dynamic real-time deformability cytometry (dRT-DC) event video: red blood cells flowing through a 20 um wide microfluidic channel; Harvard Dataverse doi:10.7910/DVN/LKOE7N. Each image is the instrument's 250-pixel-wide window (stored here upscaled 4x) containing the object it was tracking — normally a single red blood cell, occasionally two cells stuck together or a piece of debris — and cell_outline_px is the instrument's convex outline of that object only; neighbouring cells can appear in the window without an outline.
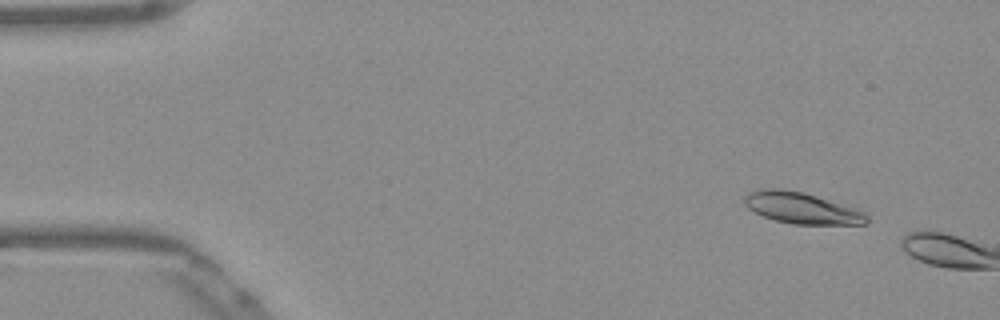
{"species": "Egyptian fruit bat (a non-hibernating species)", "species_latin": "Rousettus aegyptiacus", "temperature_condition": "warm", "stored_images_in_passage": 3, "camera_frame_rate_fps": 3000, "um_per_image_px": 0.085, "frame": {"image": 1, "passage_image": 1, "time_ms": 0.0, "image_size_px": [1000, 320], "cell_outline_px": [[868, 224], [792, 224], [776, 220], [764, 216], [748, 208], [744, 204], [744, 196], [748, 192], [760, 188], [780, 188], [804, 192], [864, 212], [868, 216]], "centroid_in_image_um": [68.09, 17.67], "position_along_channel_um": 16.9, "area_um2": 22.08}}